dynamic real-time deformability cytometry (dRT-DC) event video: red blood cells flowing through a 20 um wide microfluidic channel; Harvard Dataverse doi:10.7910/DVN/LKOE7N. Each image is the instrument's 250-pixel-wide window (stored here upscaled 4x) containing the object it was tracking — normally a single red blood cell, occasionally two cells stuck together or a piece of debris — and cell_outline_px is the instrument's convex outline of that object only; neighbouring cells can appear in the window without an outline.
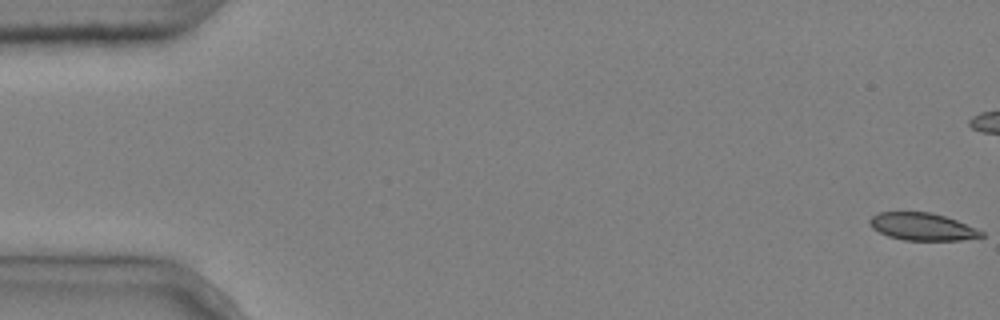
{"species": "common noctule bat (a hibernating species)", "species_latin": "Nyctalus noctula", "temperature_condition": "cold", "stored_images_in_passage": 9, "camera_frame_rate_fps": 3000, "um_per_image_px": 0.085, "animal": {"sex": "male", "body_mass_g": 20.4}, "frame": {"image": 1, "passage_image": 1, "time_ms": 0.0, "image_size_px": [1000, 320], "cell_outline_px": [[984, 236], [960, 240], [904, 240], [888, 236], [872, 228], [868, 224], [868, 220], [872, 216], [880, 212], [932, 212], [956, 220], [976, 228], [984, 232]], "centroid_in_image_um": [78.37, 19.26], "position_along_channel_um": 6.6, "area_um2": 17.8}}
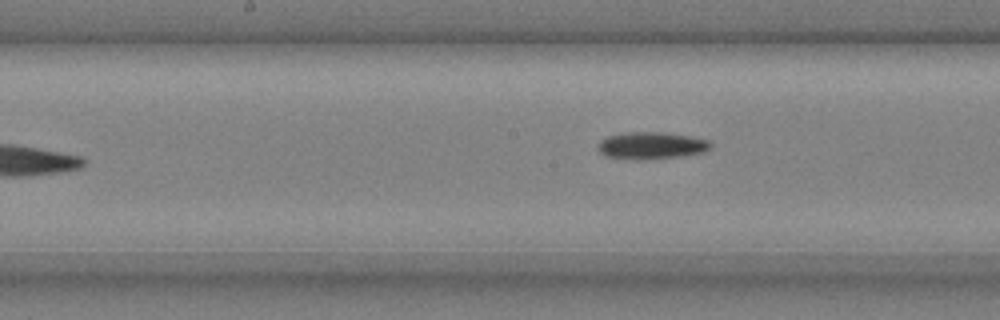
{"frame": {"image": 2, "passage_image": 9, "time_ms": 2.667, "image_size_px": [1000, 320], "cell_outline_px": [[712, 148], [704, 152], [680, 156], [644, 160], [632, 160], [604, 156], [596, 148], [596, 144], [600, 140], [608, 136], [628, 132], [660, 132], [688, 136], [708, 140], [712, 144]], "centroid_in_image_um": [55.32, 12.38], "position_along_channel_um": 192.9, "area_um2": 17.98}}